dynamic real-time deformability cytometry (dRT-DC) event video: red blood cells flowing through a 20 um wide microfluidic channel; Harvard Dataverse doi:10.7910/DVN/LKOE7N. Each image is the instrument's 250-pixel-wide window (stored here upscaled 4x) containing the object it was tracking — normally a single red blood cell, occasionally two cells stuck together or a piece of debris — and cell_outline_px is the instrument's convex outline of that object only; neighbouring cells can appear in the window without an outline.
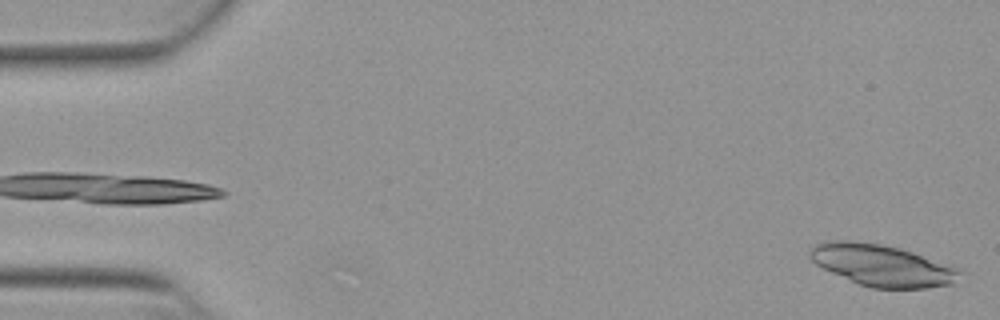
{"species": "Egyptian fruit bat (a non-hibernating species)", "species_latin": "Rousettus aegyptiacus", "temperature_condition": "warm", "stored_images_in_passage": 52, "camera_frame_rate_fps": 3000, "um_per_image_px": 0.085, "animal": {"sex": "female"}, "frame": {"image": 1, "passage_image": 1, "time_ms": 0.0, "image_size_px": [1000, 320], "cell_outline_px": [[964, 272], [952, 284], [924, 288], [872, 288], [860, 284], [832, 272], [816, 264], [808, 256], [808, 252], [816, 244], [828, 240], [848, 240], [880, 244], [912, 252], [952, 264], [960, 268]], "centroid_in_image_um": [75.02, 22.55], "position_along_channel_um": 10.0, "area_um2": 36.18}}